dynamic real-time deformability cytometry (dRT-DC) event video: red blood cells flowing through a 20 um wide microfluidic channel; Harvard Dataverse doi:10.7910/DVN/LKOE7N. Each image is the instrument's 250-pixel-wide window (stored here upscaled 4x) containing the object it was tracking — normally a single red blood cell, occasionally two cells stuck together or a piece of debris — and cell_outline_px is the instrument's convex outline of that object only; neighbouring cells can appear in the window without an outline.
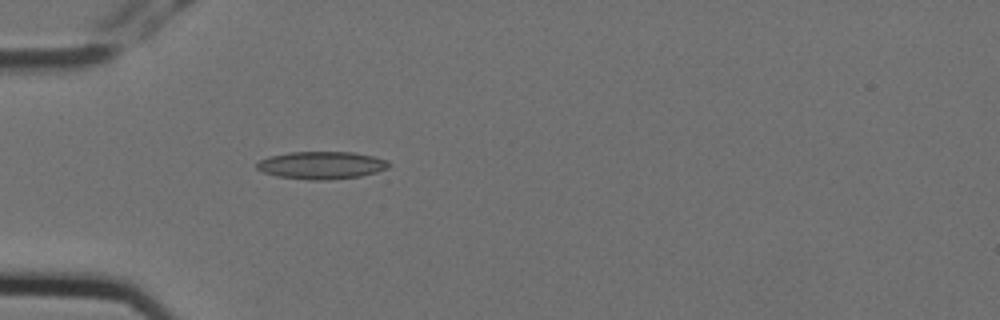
{"species": "Egyptian fruit bat (a non-hibernating species)", "species_latin": "Rousettus aegyptiacus", "temperature_condition": "cold", "stored_images_in_passage": 4, "camera_frame_rate_fps": 3000, "um_per_image_px": 0.085, "animal": {"sex": "female"}, "frame": {"image": 1, "passage_image": 4, "time_ms": 1.0, "image_size_px": [1000, 320], "cell_outline_px": [[392, 164], [388, 168], [376, 172], [360, 176], [324, 180], [308, 180], [276, 176], [264, 172], [256, 168], [256, 164], [260, 160], [268, 156], [288, 152], [352, 152], [372, 156], [388, 160]], "centroid_in_image_um": [27.32, 14.04], "position_along_channel_um": 57.7, "area_um2": 21.27}}